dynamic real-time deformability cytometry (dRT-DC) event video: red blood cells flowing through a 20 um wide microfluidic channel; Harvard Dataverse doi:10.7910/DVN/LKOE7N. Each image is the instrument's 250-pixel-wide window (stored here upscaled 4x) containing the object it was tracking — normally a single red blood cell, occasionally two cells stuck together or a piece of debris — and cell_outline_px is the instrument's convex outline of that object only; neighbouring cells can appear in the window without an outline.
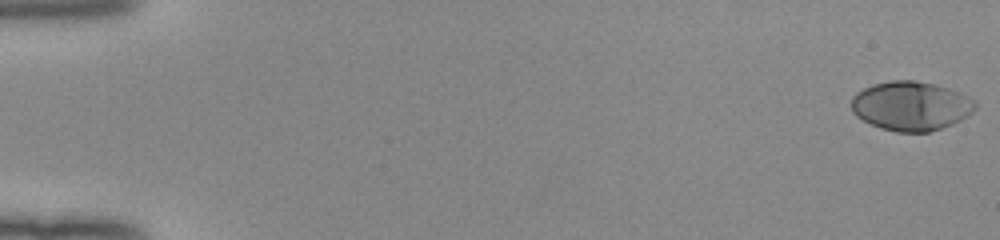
{"species": "human", "species_latin": "Homo sapiens", "temperature_condition": "room temperature", "stored_images_in_passage": 54, "segment_of_instrument_passage": [1, 2], "camera_frame_rate_fps": 3000, "um_per_image_px": 0.085, "donor": {"sex": "female"}, "frame": {"image": 1, "passage_image": 1, "time_ms": 0.0, "image_size_px": [1000, 240], "cell_outline_px": [[976, 108], [968, 116], [952, 124], [928, 132], [896, 132], [880, 128], [856, 116], [852, 112], [852, 96], [856, 92], [872, 84], [892, 80], [912, 80], [932, 84], [948, 88], [960, 92], [976, 100]], "centroid_in_image_um": [77.43, 9.0], "position_along_channel_um": 7.6, "area_um2": 35.55}}
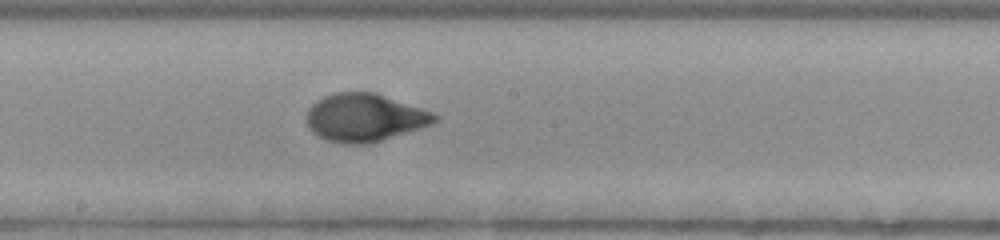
{"frame": {"image": 2, "passage_image": 30, "time_ms": 9.667, "image_size_px": [1000, 240], "cell_outline_px": [[440, 116], [432, 124], [420, 128], [368, 144], [344, 144], [328, 140], [312, 132], [308, 128], [308, 108], [316, 100], [324, 96], [336, 92], [376, 92], [436, 112]], "centroid_in_image_um": [31.03, 9.98], "position_along_channel_um": 217.2, "area_um2": 35.89}}
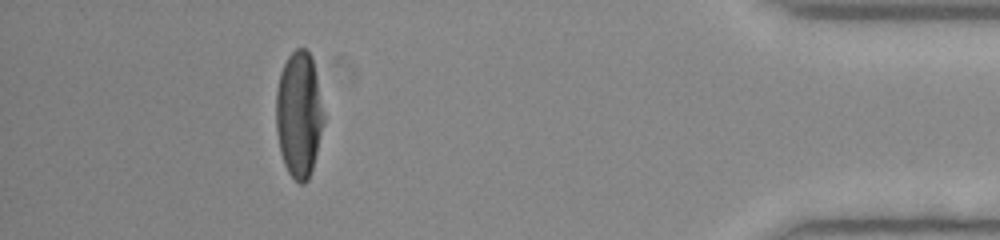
{"frame": {"image": 3, "passage_image": 48, "time_ms": 15.667, "image_size_px": [1000, 240], "cell_outline_px": [[324, 120], [312, 168], [308, 180], [304, 184], [300, 184], [288, 172], [284, 164], [280, 152], [276, 132], [276, 88], [280, 72], [288, 56], [296, 48], [304, 48], [312, 56], [324, 116]], "centroid_in_image_um": [25.38, 9.72], "position_along_channel_um": 409.8, "area_um2": 34.8}}